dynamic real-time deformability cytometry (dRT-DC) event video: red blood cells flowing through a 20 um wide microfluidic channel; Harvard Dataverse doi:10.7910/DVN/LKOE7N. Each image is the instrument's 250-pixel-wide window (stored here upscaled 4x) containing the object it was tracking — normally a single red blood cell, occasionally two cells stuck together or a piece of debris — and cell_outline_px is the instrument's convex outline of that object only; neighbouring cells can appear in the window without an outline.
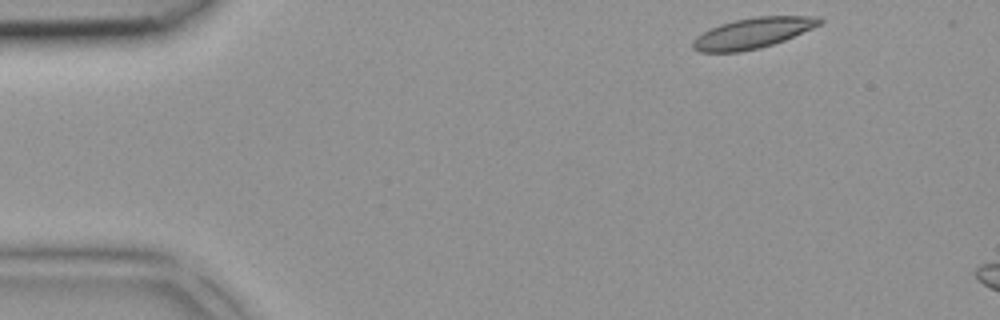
{"species": "common noctule bat (a hibernating species)", "species_latin": "Nyctalus noctula", "temperature_condition": "room temperature", "stored_images_in_passage": 3, "camera_frame_rate_fps": 3000, "um_per_image_px": 0.085, "animal": {"sex": "female", "body_mass_g": 18.4}, "frame": {"image": 1, "passage_image": 1, "time_ms": 0.0, "image_size_px": [1000, 320], "cell_outline_px": [[824, 20], [820, 24], [812, 28], [784, 40], [760, 48], [740, 52], [700, 52], [692, 48], [692, 40], [696, 36], [720, 24], [736, 20], [756, 16], [820, 16]], "centroid_in_image_um": [63.98, 2.81], "position_along_channel_um": 21.0, "area_um2": 22.43}}